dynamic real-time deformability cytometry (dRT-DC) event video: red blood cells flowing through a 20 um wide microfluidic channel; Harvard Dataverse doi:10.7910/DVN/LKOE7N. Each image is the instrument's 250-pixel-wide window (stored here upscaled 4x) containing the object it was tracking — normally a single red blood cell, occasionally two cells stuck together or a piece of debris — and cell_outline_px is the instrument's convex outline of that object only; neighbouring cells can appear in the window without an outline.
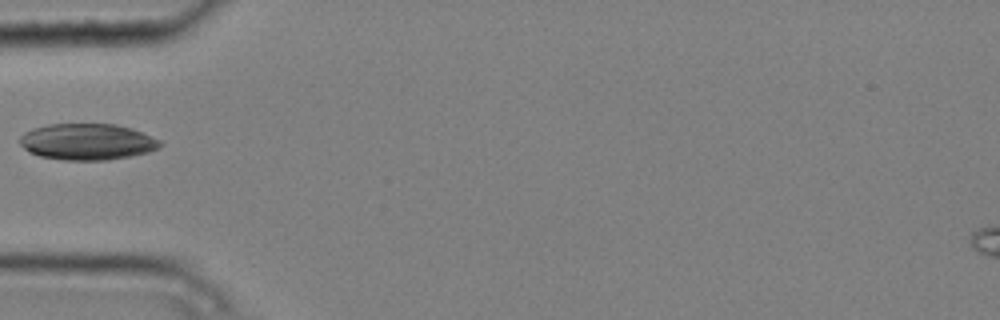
{"species": "common noctule bat (a hibernating species)", "species_latin": "Nyctalus noctula", "temperature_condition": "cold", "stored_images_in_passage": 3, "camera_frame_rate_fps": 3000, "um_per_image_px": 0.085, "animal": {"sex": "male", "body_mass_g": 20.4}, "frame": {"image": 1, "passage_image": 2, "time_ms": 0.333, "image_size_px": [1000, 320], "cell_outline_px": [[164, 144], [160, 148], [148, 152], [132, 156], [108, 160], [64, 160], [40, 156], [28, 152], [20, 144], [20, 136], [24, 132], [48, 124], [116, 124], [132, 128], [160, 140]], "centroid_in_image_um": [7.44, 12.05], "position_along_channel_um": 77.6, "area_um2": 29.82}}
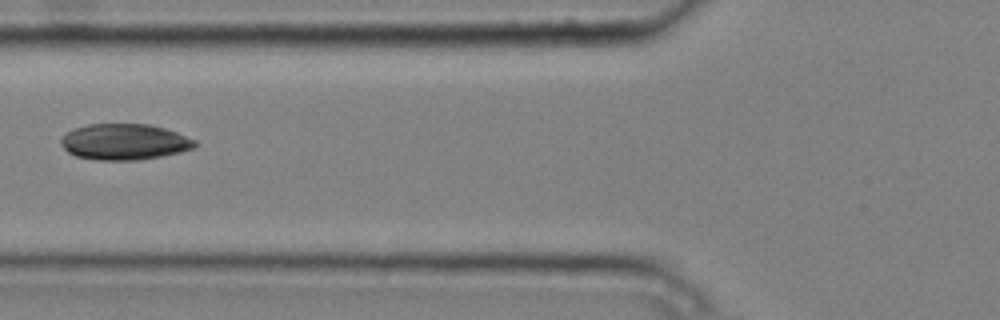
{"frame": {"image": 2, "passage_image": 3, "time_ms": 0.667, "image_size_px": [1000, 320], "cell_outline_px": [[200, 144], [196, 148], [180, 152], [140, 160], [96, 160], [76, 156], [68, 152], [60, 144], [60, 140], [72, 128], [88, 124], [148, 124], [164, 128], [176, 132], [196, 140]], "centroid_in_image_um": [10.6, 12.06], "position_along_channel_um": 115.2, "area_um2": 28.26}}